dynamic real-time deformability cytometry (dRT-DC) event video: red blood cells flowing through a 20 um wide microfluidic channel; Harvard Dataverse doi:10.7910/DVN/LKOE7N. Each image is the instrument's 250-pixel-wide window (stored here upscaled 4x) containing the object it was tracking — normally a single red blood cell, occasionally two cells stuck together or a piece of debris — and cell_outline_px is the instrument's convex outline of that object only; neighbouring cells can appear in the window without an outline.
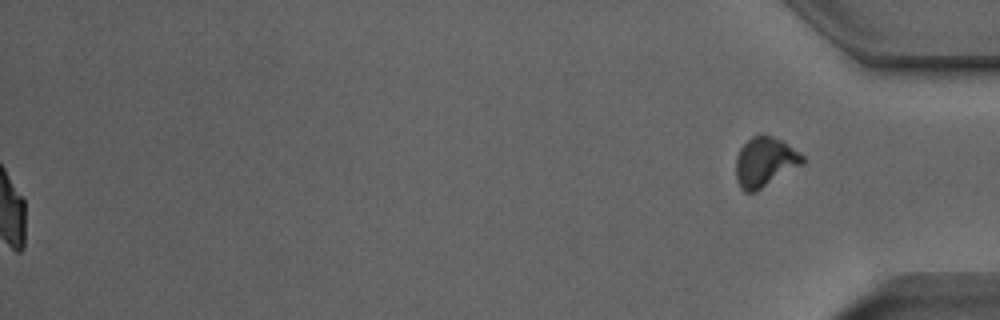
{"species": "Egyptian fruit bat (a non-hibernating species)", "species_latin": "Rousettus aegyptiacus", "temperature_condition": "room temperature", "stored_images_in_passage": 37, "segment_of_instrument_passage": [2, 2], "camera_frame_rate_fps": 3000, "um_per_image_px": 0.085, "animal": {"sex": "male"}, "frame": {"image": 1, "passage_image": 37, "time_ms": 12.0, "image_size_px": [1000, 320], "cell_outline_px": [[804, 164], [756, 192], [744, 192], [740, 188], [736, 180], [736, 156], [740, 148], [752, 136], [760, 132], [764, 132], [788, 144], [804, 156]], "centroid_in_image_um": [65.01, 13.76], "position_along_channel_um": 370.2, "area_um2": 19.65}}